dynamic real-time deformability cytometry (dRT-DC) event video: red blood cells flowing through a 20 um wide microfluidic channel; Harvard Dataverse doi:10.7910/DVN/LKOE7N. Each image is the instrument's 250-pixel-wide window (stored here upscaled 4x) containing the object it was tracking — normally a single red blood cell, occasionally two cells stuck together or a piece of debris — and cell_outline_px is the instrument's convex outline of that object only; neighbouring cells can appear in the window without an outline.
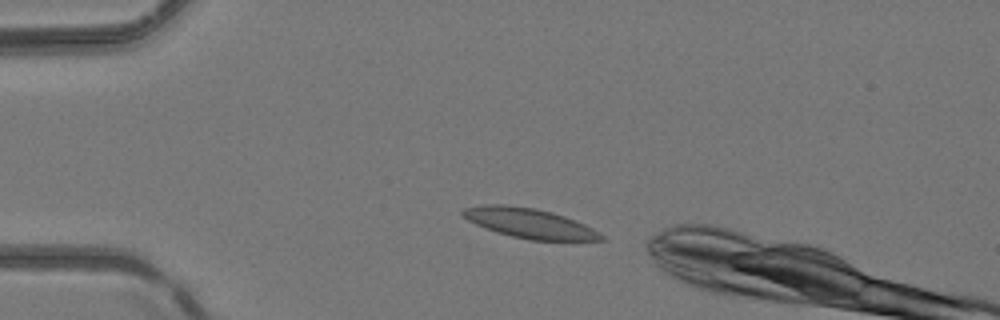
{"species": "common noctule bat (a hibernating species)", "species_latin": "Nyctalus noctula", "temperature_condition": "room temperature", "stored_images_in_passage": 2, "camera_frame_rate_fps": 3000, "um_per_image_px": 0.085, "animal": {"sex": "female", "body_mass_g": 24.6, "forearm_length_mm": 56.2}, "frame": {"image": 1, "passage_image": 1, "time_ms": 0.0, "image_size_px": [1000, 320], "cell_outline_px": [[604, 240], [528, 240], [496, 232], [476, 224], [468, 220], [460, 212], [464, 208], [484, 204], [504, 204], [536, 208], [552, 212], [564, 216], [584, 224], [600, 232], [604, 236]], "centroid_in_image_um": [44.99, 18.96], "position_along_channel_um": 40.0, "area_um2": 23.93}}